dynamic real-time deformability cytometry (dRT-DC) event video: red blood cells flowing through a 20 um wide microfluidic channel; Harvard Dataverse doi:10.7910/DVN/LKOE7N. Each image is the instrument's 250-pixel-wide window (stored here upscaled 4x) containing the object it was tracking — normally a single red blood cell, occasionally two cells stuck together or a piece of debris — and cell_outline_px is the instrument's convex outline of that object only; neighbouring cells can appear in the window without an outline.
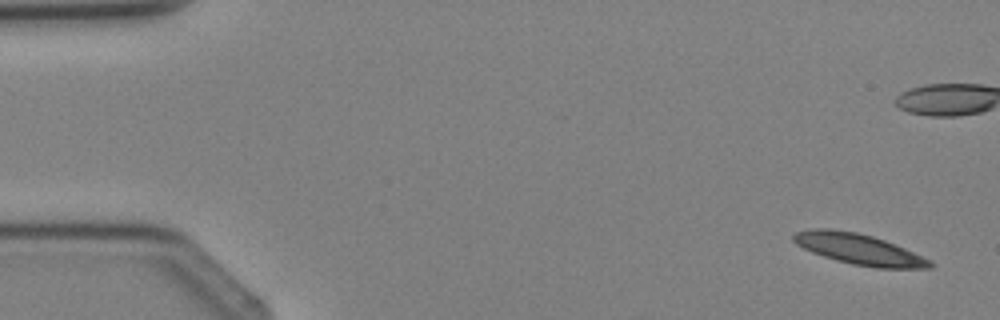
{"species": "Egyptian fruit bat (a non-hibernating species)", "species_latin": "Rousettus aegyptiacus", "temperature_condition": "cold", "stored_images_in_passage": 4, "camera_frame_rate_fps": 3000, "um_per_image_px": 0.085, "animal": {"sex": "female"}, "frame": {"image": 1, "passage_image": 1, "time_ms": 0.0, "image_size_px": [1000, 320], "cell_outline_px": [[936, 264], [932, 268], [876, 268], [852, 264], [836, 260], [812, 252], [796, 244], [792, 240], [792, 236], [796, 232], [812, 228], [828, 228], [856, 232], [872, 236], [884, 240], [904, 248], [932, 260]], "centroid_in_image_um": [73.03, 21.18], "position_along_channel_um": 12.0, "area_um2": 24.45}}
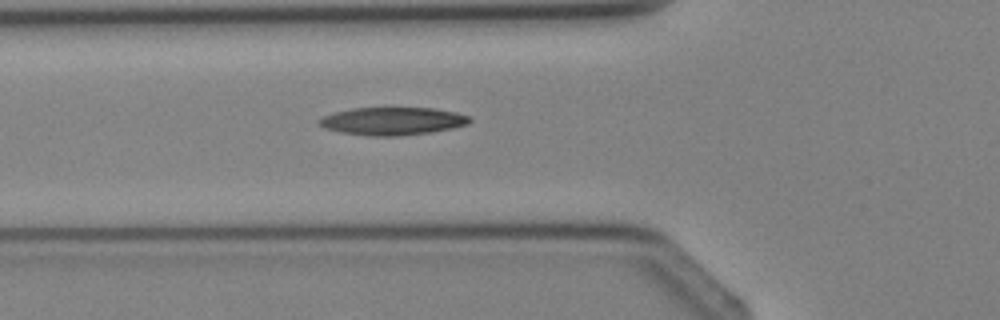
{"frame": {"image": 2, "passage_image": 4, "time_ms": 4.667, "image_size_px": [1000, 320], "cell_outline_px": [[472, 120], [468, 124], [452, 128], [432, 132], [400, 136], [368, 136], [340, 132], [324, 128], [316, 120], [324, 116], [336, 112], [352, 108], [432, 108], [456, 112], [468, 116]], "centroid_in_image_um": [33.36, 10.3], "position_along_channel_um": 92.4, "area_um2": 24.39}}